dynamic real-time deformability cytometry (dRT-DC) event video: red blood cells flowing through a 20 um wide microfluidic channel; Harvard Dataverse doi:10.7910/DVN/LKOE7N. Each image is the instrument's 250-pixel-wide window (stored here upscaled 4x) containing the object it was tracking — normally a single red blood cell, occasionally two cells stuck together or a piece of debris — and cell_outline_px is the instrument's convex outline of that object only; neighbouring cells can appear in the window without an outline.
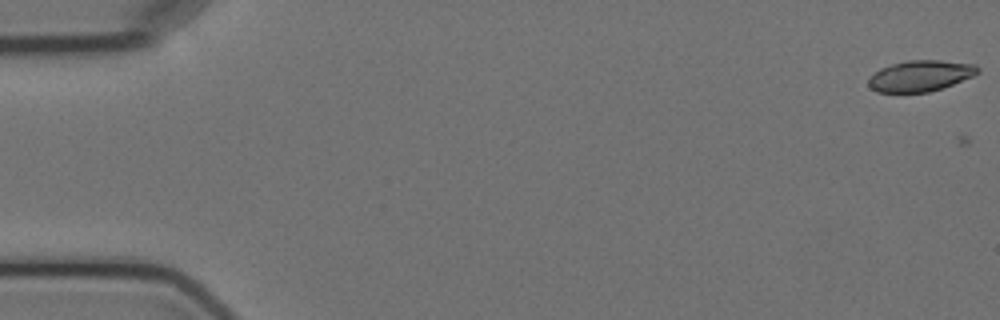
{"species": "Egyptian fruit bat (a non-hibernating species)", "species_latin": "Rousettus aegyptiacus", "temperature_condition": "cold", "stored_images_in_passage": 6, "camera_frame_rate_fps": 3000, "um_per_image_px": 0.085, "animal": {"sex": "female"}, "frame": {"image": 1, "passage_image": 1, "time_ms": 0.0, "image_size_px": [1000, 320], "cell_outline_px": [[980, 72], [972, 76], [952, 84], [928, 92], [876, 92], [868, 84], [868, 80], [880, 68], [892, 64], [908, 60], [940, 60], [976, 64], [980, 68]], "centroid_in_image_um": [78.25, 6.43], "position_along_channel_um": 6.7, "area_um2": 19.54}}